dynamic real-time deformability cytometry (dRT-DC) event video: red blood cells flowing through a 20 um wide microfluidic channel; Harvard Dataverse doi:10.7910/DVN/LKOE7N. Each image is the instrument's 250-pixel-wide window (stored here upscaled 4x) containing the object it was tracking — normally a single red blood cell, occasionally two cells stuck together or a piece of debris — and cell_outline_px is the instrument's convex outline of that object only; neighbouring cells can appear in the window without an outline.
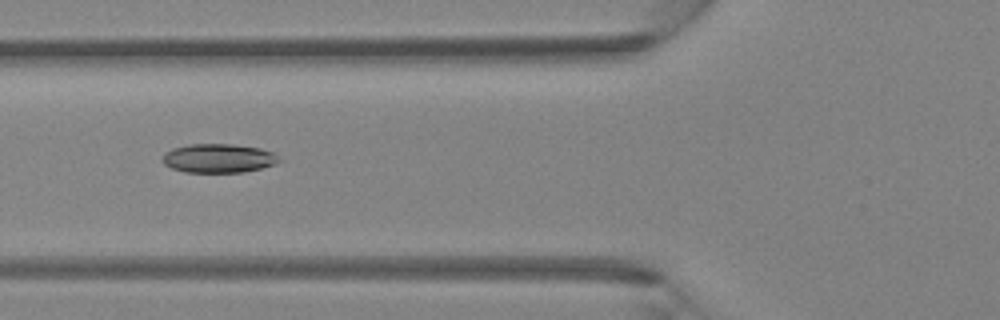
{"species": "Egyptian fruit bat (a non-hibernating species)", "species_latin": "Rousettus aegyptiacus", "temperature_condition": "room temperature", "stored_images_in_passage": 5, "camera_frame_rate_fps": 3000, "um_per_image_px": 0.085, "animal": {"sex": "female"}, "frame": {"image": 1, "passage_image": 5, "time_ms": 1.333, "image_size_px": [1000, 320], "cell_outline_px": [[284, 160], [276, 164], [244, 172], [184, 172], [172, 168], [164, 164], [160, 160], [164, 152], [172, 148], [188, 144], [232, 144], [260, 148], [272, 152]], "centroid_in_image_um": [18.56, 13.45], "position_along_channel_um": 107.2, "area_um2": 19.88}}